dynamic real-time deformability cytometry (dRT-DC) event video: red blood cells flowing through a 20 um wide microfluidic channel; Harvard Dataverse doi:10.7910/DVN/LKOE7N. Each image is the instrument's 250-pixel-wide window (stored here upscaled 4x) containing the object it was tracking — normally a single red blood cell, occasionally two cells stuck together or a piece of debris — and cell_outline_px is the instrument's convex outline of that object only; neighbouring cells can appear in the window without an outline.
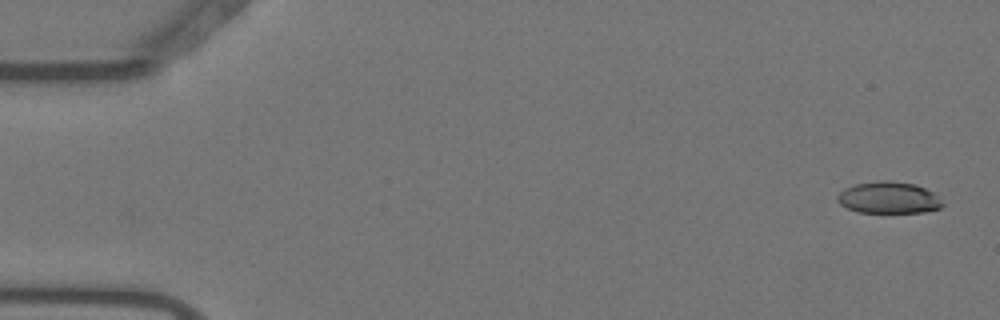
{"species": "Egyptian fruit bat (a non-hibernating species)", "species_latin": "Rousettus aegyptiacus", "temperature_condition": "warm", "stored_images_in_passage": 55, "camera_frame_rate_fps": 3000, "um_per_image_px": 0.085, "animal": {"sex": "female"}, "frame": {"image": 1, "passage_image": 2, "time_ms": 0.333, "image_size_px": [1000, 320], "cell_outline_px": [[944, 204], [940, 208], [924, 212], [856, 212], [840, 204], [836, 200], [836, 196], [844, 188], [856, 184], [880, 180], [888, 180], [916, 184], [936, 192]], "centroid_in_image_um": [75.56, 16.79], "position_along_channel_um": 9.4, "area_um2": 19.65}}
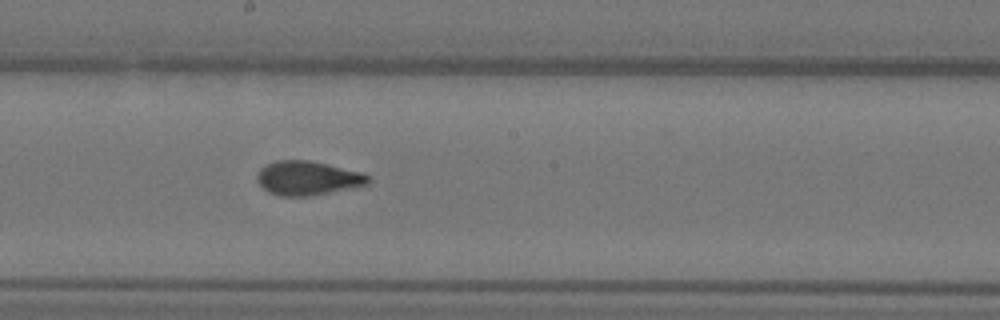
{"frame": {"image": 2, "passage_image": 30, "time_ms": 9.667, "image_size_px": [1000, 320], "cell_outline_px": [[372, 180], [368, 184], [308, 196], [280, 196], [268, 192], [256, 180], [256, 172], [264, 164], [276, 160], [308, 160], [360, 172], [372, 176]], "centroid_in_image_um": [26.1, 15.13], "position_along_channel_um": 222.1, "area_um2": 22.02}}
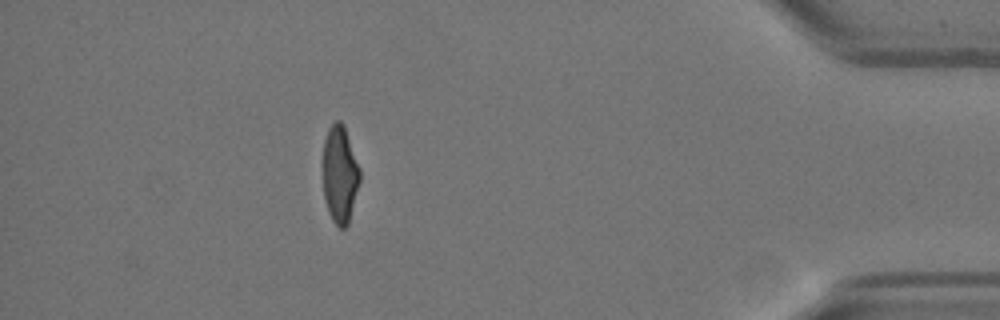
{"frame": {"image": 3, "passage_image": 49, "time_ms": 16.0, "image_size_px": [1000, 320], "cell_outline_px": [[360, 180], [348, 224], [344, 228], [340, 228], [332, 220], [328, 212], [324, 200], [320, 164], [324, 140], [328, 128], [336, 120], [340, 120], [344, 124], [360, 168]], "centroid_in_image_um": [28.84, 14.78], "position_along_channel_um": 406.4, "area_um2": 21.73}, "authors_computed_cell_mechanics": {"area_um2": 21.9062, "velocity_mm_per_s": 3.7059, "shape_relaxation_time_tau1_ms": 6.8733, "shape_relaxation_time_tau2_ms": 1.049, "deformation_change_tau1": 0.2105, "deformation_change_tau2": 0.0828}}